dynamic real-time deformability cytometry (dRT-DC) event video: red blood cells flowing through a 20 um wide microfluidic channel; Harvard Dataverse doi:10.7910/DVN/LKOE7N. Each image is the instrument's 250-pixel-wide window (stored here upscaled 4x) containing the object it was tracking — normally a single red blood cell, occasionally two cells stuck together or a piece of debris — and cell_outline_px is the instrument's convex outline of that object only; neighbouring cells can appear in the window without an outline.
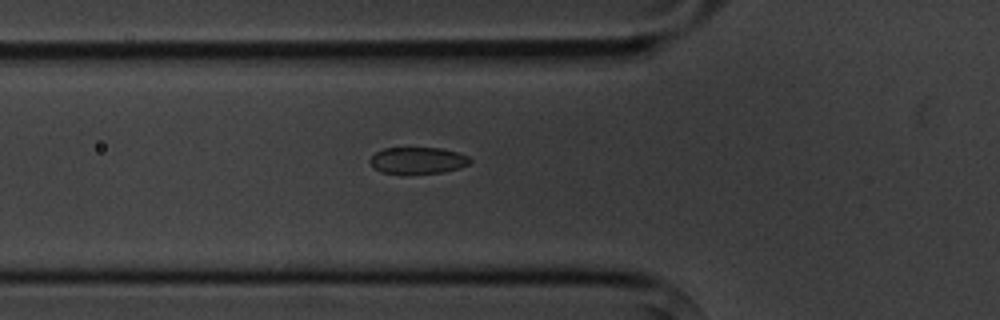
{"species": "common noctule bat (a hibernating species)", "species_latin": "Nyctalus noctula", "temperature_condition": "cold", "stored_images_in_passage": 6, "camera_frame_rate_fps": 3000, "um_per_image_px": 0.085, "animal": {"sex": "male", "body_mass_g": 20.1, "forearm_length_mm": 53.5}, "frame": {"image": 1, "passage_image": 6, "time_ms": 7.0, "image_size_px": [1000, 320], "cell_outline_px": [[472, 160], [468, 164], [460, 168], [444, 172], [380, 172], [368, 160], [376, 152], [384, 148], [440, 148], [456, 152], [468, 156]], "centroid_in_image_um": [35.53, 13.61], "position_along_channel_um": 90.3, "area_um2": 15.03}}